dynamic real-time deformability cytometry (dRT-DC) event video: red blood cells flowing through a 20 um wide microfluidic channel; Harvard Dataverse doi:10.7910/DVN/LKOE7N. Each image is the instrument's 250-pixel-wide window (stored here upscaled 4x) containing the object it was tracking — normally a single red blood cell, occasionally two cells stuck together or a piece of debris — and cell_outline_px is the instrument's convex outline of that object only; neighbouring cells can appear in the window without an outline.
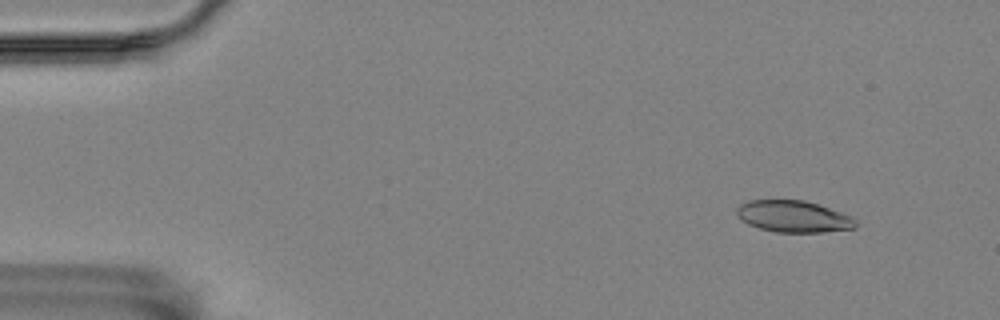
{"species": "Egyptian fruit bat (a non-hibernating species)", "species_latin": "Rousettus aegyptiacus", "temperature_condition": "room temperature", "stored_images_in_passage": 57, "camera_frame_rate_fps": 3000, "um_per_image_px": 0.085, "animal": {"sex": "female"}, "frame": {"image": 1, "passage_image": 5, "time_ms": 1.333, "image_size_px": [1000, 320], "cell_outline_px": [[856, 228], [820, 232], [776, 232], [760, 228], [748, 224], [736, 212], [736, 208], [740, 204], [748, 200], [804, 200], [852, 216], [856, 220]], "centroid_in_image_um": [67.45, 18.4], "position_along_channel_um": 17.6, "area_um2": 21.68}}
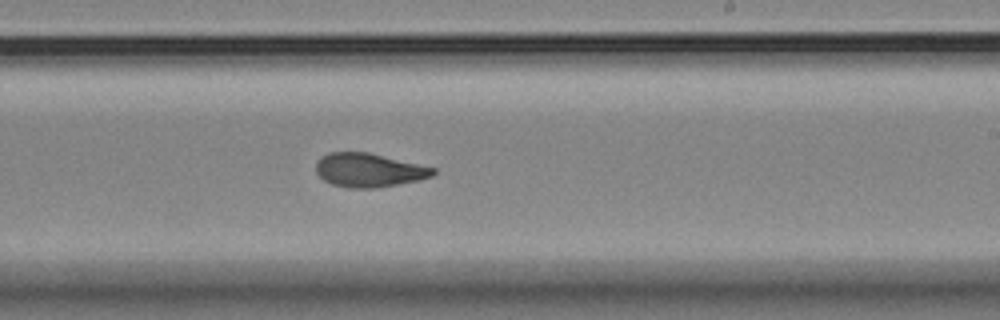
{"frame": {"image": 2, "passage_image": 34, "time_ms": 11.0, "image_size_px": [1000, 320], "cell_outline_px": [[436, 172], [432, 176], [416, 180], [376, 188], [348, 188], [332, 184], [324, 180], [316, 172], [316, 164], [320, 156], [328, 152], [368, 152], [436, 168]], "centroid_in_image_um": [31.32, 14.45], "position_along_channel_um": 257.7, "area_um2": 22.95}}
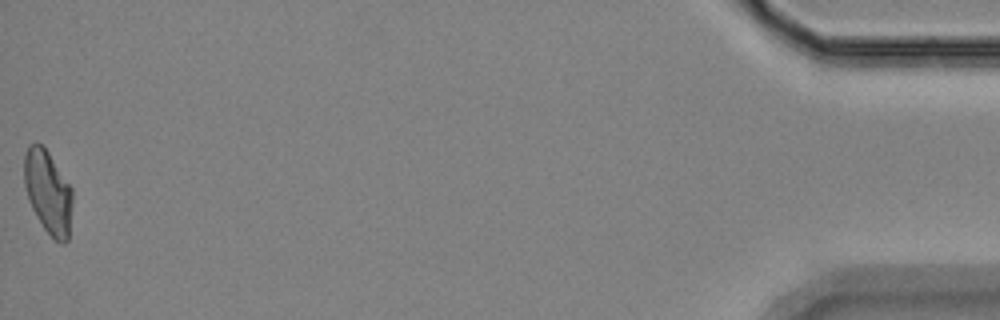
{"frame": {"image": 3, "passage_image": 57, "time_ms": 18.667, "image_size_px": [1000, 320], "cell_outline_px": [[72, 204], [68, 240], [64, 244], [60, 244], [44, 228], [36, 216], [28, 200], [24, 184], [24, 152], [28, 144], [36, 140], [48, 152], [72, 188]], "centroid_in_image_um": [4.06, 16.3], "position_along_channel_um": 431.1, "area_um2": 23.52}, "authors_computed_cell_mechanics": {"area_um2": 23.0622, "velocity_mm_per_s": 3.4674, "shape_relaxation_time_tau1_ms": null, "shape_relaxation_time_tau2_ms": 2.5695, "deformation_change_tau1": null, "deformation_change_tau2": 0.0972}}